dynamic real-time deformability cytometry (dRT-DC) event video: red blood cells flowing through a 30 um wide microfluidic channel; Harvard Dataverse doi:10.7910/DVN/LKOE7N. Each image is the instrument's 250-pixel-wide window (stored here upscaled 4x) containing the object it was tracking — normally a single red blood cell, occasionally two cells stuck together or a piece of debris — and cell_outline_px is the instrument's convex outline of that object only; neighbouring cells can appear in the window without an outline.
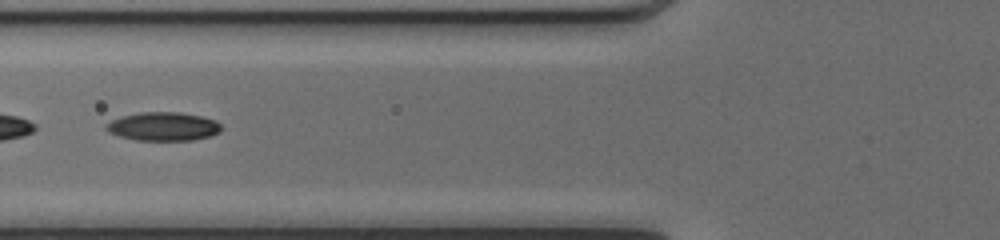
{"species": "common noctule bat (a hibernating species)", "species_latin": "Nyctalus noctula", "temperature_condition": "cold", "stored_images_in_passage": 32, "camera_frame_rate_fps": 3000, "um_per_image_px": 0.085, "animal": {"sex": "female", "body_mass_g": 17.0, "forearm_length_mm": 48.0}, "frame": {"image": 1, "passage_image": 5, "time_ms": 1.333, "image_size_px": [1000, 240], "cell_outline_px": [[220, 132], [212, 136], [192, 140], [136, 140], [120, 136], [108, 132], [104, 128], [104, 124], [112, 120], [124, 116], [140, 112], [180, 112], [200, 116], [216, 120], [220, 124]], "centroid_in_image_um": [13.87, 10.75], "position_along_channel_um": 111.9, "area_um2": 19.19}}
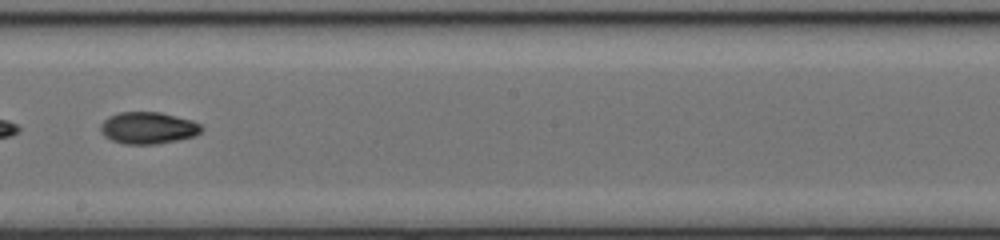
{"frame": {"image": 2, "passage_image": 14, "time_ms": 4.333, "image_size_px": [1000, 240], "cell_outline_px": [[204, 128], [196, 136], [156, 144], [124, 144], [112, 140], [104, 136], [100, 132], [100, 124], [108, 116], [120, 112], [160, 112], [192, 120], [200, 124]], "centroid_in_image_um": [12.58, 10.87], "position_along_channel_um": 235.6, "area_um2": 18.84}}